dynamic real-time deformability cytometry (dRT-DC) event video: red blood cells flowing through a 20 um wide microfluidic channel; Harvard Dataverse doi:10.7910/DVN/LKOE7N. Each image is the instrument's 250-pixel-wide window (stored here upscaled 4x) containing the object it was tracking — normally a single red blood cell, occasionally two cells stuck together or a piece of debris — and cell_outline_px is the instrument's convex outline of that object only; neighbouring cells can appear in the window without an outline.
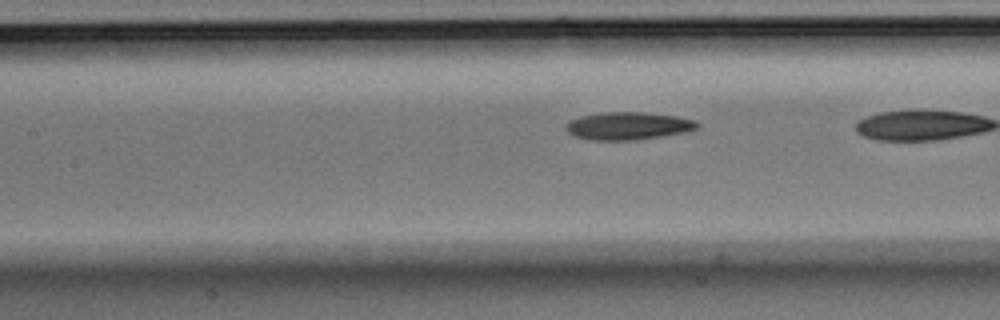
{"species": "Egyptian fruit bat (a non-hibernating species)", "species_latin": "Rousettus aegyptiacus", "temperature_condition": "room temperature", "stored_images_in_passage": 24, "camera_frame_rate_fps": 3000, "um_per_image_px": 0.085, "animal": {"sex": "male"}, "frame": {"image": 1, "passage_image": 23, "time_ms": 7.333, "image_size_px": [1000, 320], "cell_outline_px": [[700, 124], [696, 128], [684, 132], [660, 136], [632, 140], [592, 140], [572, 136], [564, 128], [564, 124], [580, 116], [604, 112], [640, 112], [676, 116], [696, 120]], "centroid_in_image_um": [53.34, 10.7], "position_along_channel_um": 154.1, "area_um2": 21.1}}